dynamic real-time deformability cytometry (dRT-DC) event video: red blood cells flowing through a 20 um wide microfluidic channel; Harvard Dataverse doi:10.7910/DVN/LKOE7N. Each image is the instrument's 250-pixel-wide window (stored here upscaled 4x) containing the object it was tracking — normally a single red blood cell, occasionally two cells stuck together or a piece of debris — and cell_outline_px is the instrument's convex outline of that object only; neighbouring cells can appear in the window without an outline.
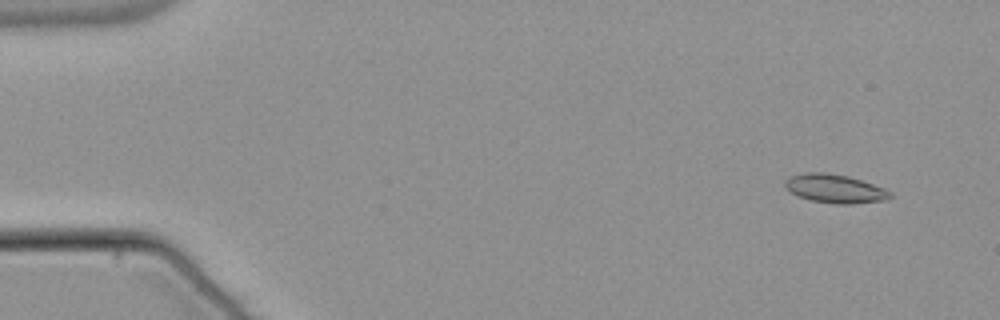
{"species": "common noctule bat (a hibernating species)", "species_latin": "Nyctalus noctula", "temperature_condition": "warm", "stored_images_in_passage": 52, "camera_frame_rate_fps": 3000, "um_per_image_px": 0.085, "animal": {"sex": "male", "body_mass_g": 21.5, "forearm_length_mm": 52.0}, "frame": {"image": 1, "passage_image": 2, "time_ms": 0.333, "image_size_px": [1000, 320], "cell_outline_px": [[892, 196], [884, 200], [852, 204], [836, 204], [812, 200], [796, 196], [784, 184], [784, 180], [792, 176], [808, 172], [824, 172], [848, 176], [884, 188], [892, 192]], "centroid_in_image_um": [70.97, 16.04], "position_along_channel_um": 14.0, "area_um2": 17.34}}
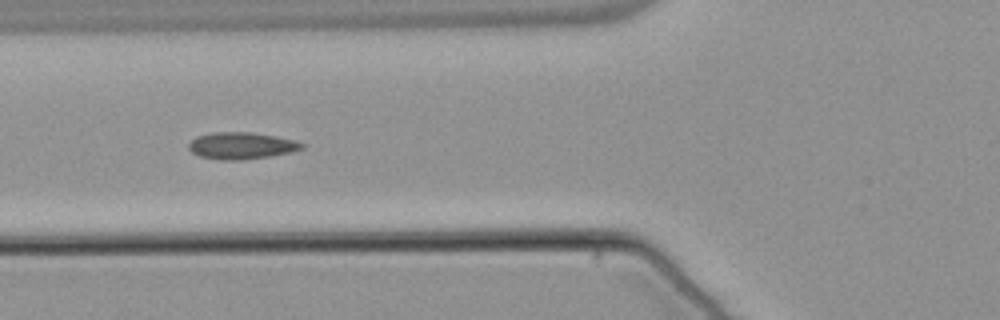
{"frame": {"image": 2, "passage_image": 19, "time_ms": 6.0, "image_size_px": [1000, 320], "cell_outline_px": [[304, 148], [292, 152], [244, 160], [220, 160], [200, 156], [192, 152], [188, 148], [188, 144], [196, 136], [212, 132], [248, 132], [276, 136], [296, 140], [304, 144]], "centroid_in_image_um": [20.52, 12.38], "position_along_channel_um": 105.3, "area_um2": 17.74}}
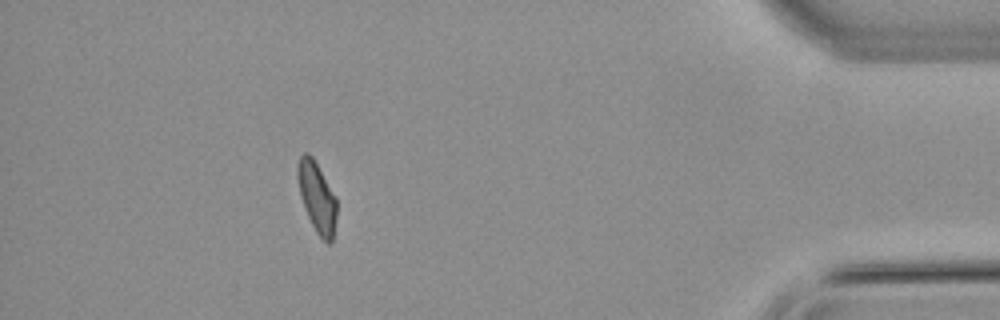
{"frame": {"image": 3, "passage_image": 47, "time_ms": 15.333, "image_size_px": [1000, 320], "cell_outline_px": [[336, 220], [332, 244], [328, 244], [316, 232], [308, 216], [300, 196], [296, 176], [296, 168], [300, 156], [304, 152], [308, 152], [312, 156], [336, 196]], "centroid_in_image_um": [26.93, 16.75], "position_along_channel_um": 408.3, "area_um2": 16.13}, "authors_computed_cell_mechanics": {"area_um2": 16.5886, "velocity_mm_per_s": 3.8222, "shape_relaxation_time_tau1_ms": null, "shape_relaxation_time_tau2_ms": 1.9445, "deformation_change_tau1": null, "deformation_change_tau2": 0.0506}}